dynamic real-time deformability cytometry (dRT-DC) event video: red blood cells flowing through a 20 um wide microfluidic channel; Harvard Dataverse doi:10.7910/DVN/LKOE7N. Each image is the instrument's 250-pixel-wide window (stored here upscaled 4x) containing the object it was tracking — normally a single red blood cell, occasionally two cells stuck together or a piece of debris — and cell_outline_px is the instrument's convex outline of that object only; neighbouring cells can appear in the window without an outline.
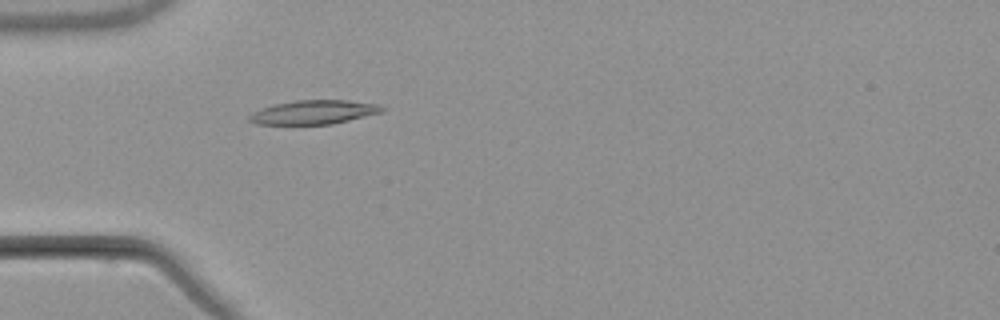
{"species": "common noctule bat (a hibernating species)", "species_latin": "Nyctalus noctula", "temperature_condition": "warm", "stored_images_in_passage": 5, "camera_frame_rate_fps": 3000, "um_per_image_px": 0.085, "animal": {"sex": "male", "body_mass_g": 21.5, "forearm_length_mm": 52.0}, "frame": {"image": 1, "passage_image": 5, "time_ms": 4.667, "image_size_px": [1000, 320], "cell_outline_px": [[384, 108], [380, 112], [332, 124], [256, 124], [248, 120], [248, 116], [252, 112], [260, 108], [276, 104], [296, 100], [348, 100], [380, 104]], "centroid_in_image_um": [26.63, 9.53], "position_along_channel_um": 58.4, "area_um2": 18.38}}